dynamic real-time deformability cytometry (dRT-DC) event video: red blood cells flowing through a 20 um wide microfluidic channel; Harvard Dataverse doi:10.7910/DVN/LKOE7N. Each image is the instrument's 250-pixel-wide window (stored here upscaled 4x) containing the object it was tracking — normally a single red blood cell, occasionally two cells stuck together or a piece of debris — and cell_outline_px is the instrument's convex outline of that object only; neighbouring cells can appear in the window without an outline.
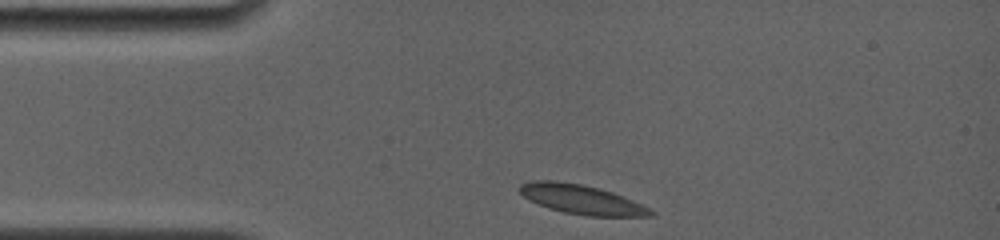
{"species": "common noctule bat (a hibernating species)", "species_latin": "Nyctalus noctula", "temperature_condition": "room temperature", "stored_images_in_passage": 30, "camera_frame_rate_fps": 4000, "um_per_image_px": 0.085, "animal": {"sex": "female", "body_mass_g": 19.0, "forearm_length_mm": 56.7}, "frame": {"image": 1, "passage_image": 1, "time_ms": 0.0, "image_size_px": [1000, 240], "cell_outline_px": [[656, 216], [588, 216], [564, 212], [548, 208], [528, 200], [520, 192], [520, 184], [532, 180], [556, 180], [580, 184], [600, 188], [612, 192], [632, 200], [656, 212]], "centroid_in_image_um": [49.42, 16.95], "position_along_channel_um": 35.6, "area_um2": 22.37}}
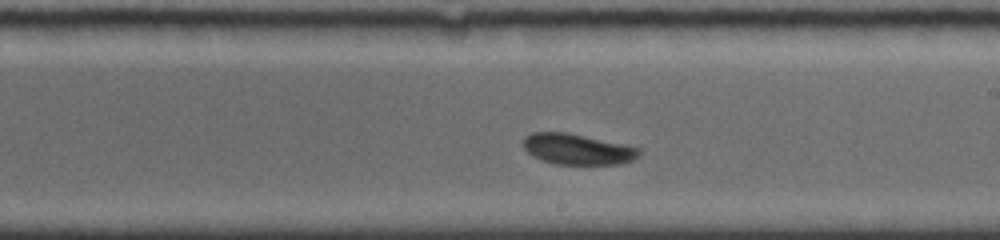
{"frame": {"image": 2, "passage_image": 17, "time_ms": 6.25, "image_size_px": [1000, 240], "cell_outline_px": [[640, 156], [632, 160], [620, 164], [556, 164], [532, 156], [520, 144], [520, 140], [524, 136], [532, 132], [568, 132], [628, 144], [640, 148]], "centroid_in_image_um": [49.08, 12.66], "position_along_channel_um": 239.9, "area_um2": 21.21}}
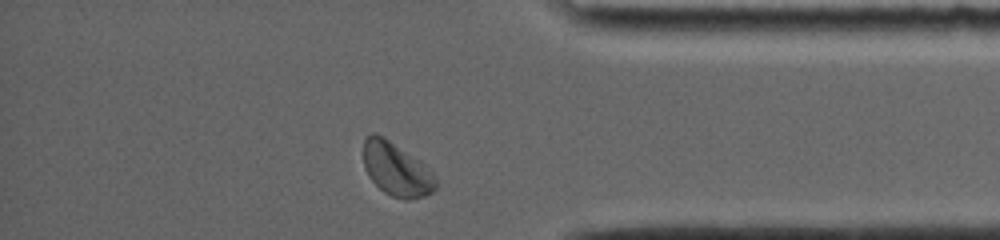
{"frame": {"image": 3, "passage_image": 29, "time_ms": 10.75, "image_size_px": [1000, 240], "cell_outline_px": [[436, 188], [432, 192], [424, 196], [408, 200], [404, 200], [392, 196], [384, 192], [368, 176], [364, 168], [364, 136], [372, 132], [384, 136], [420, 160], [436, 176]], "centroid_in_image_um": [33.69, 14.37], "position_along_channel_um": 401.5, "area_um2": 22.72}, "authors_computed_cell_mechanics": {"area_um2": 21.386, "velocity_mm_per_s": 3.7239, "shape_relaxation_time_tau1_ms": 4.2757, "shape_relaxation_time_tau2_ms": null, "deformation_change_tau1": 0.0739, "deformation_change_tau2": null}}